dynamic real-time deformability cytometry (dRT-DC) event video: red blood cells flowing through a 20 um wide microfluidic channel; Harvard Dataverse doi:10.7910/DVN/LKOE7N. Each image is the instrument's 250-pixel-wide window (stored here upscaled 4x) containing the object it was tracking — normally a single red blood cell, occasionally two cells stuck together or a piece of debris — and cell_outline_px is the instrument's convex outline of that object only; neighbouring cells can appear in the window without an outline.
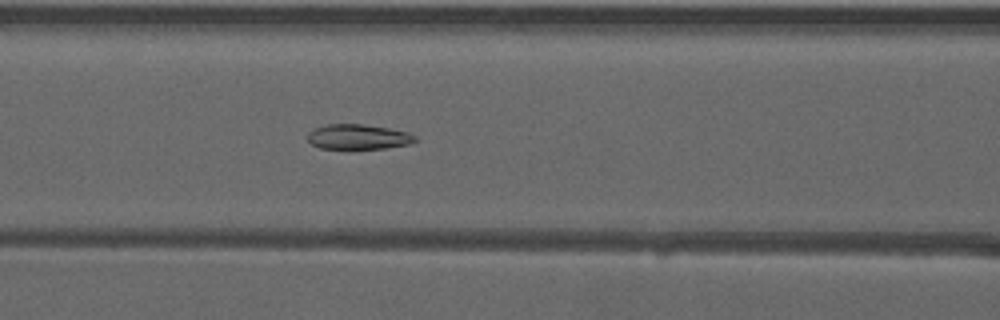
{"species": "common noctule bat (a hibernating species)", "species_latin": "Nyctalus noctula", "temperature_condition": "warm", "stored_images_in_passage": 40, "camera_frame_rate_fps": 3000, "um_per_image_px": 0.085, "animal": {"sex": "male", "forearm_length_mm": 52.5}, "frame": {"image": 1, "passage_image": 11, "time_ms": 3.333, "image_size_px": [1000, 320], "cell_outline_px": [[416, 140], [408, 144], [384, 148], [348, 152], [320, 148], [312, 144], [308, 140], [308, 132], [316, 128], [328, 124], [364, 124], [388, 128], [408, 132], [416, 136]], "centroid_in_image_um": [30.41, 11.68], "position_along_channel_um": 136.2, "area_um2": 16.36}}
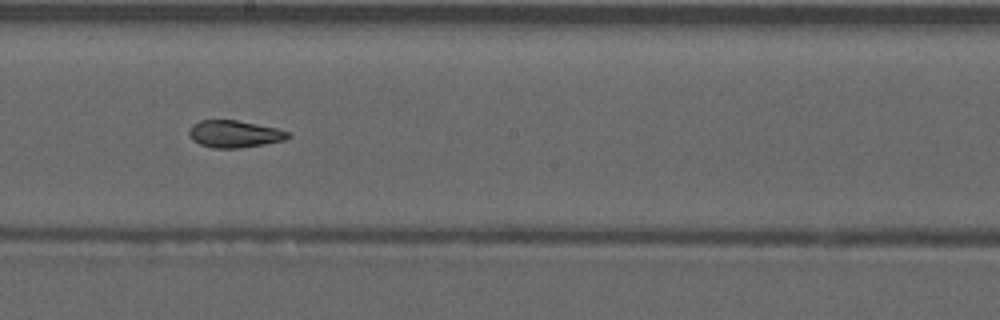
{"frame": {"image": 2, "passage_image": 18, "time_ms": 5.667, "image_size_px": [1000, 320], "cell_outline_px": [[292, 136], [284, 140], [264, 144], [240, 148], [212, 148], [200, 144], [192, 140], [188, 132], [192, 124], [200, 120], [236, 120], [276, 128], [288, 132]], "centroid_in_image_um": [19.9, 11.39], "position_along_channel_um": 228.3, "area_um2": 15.61}}
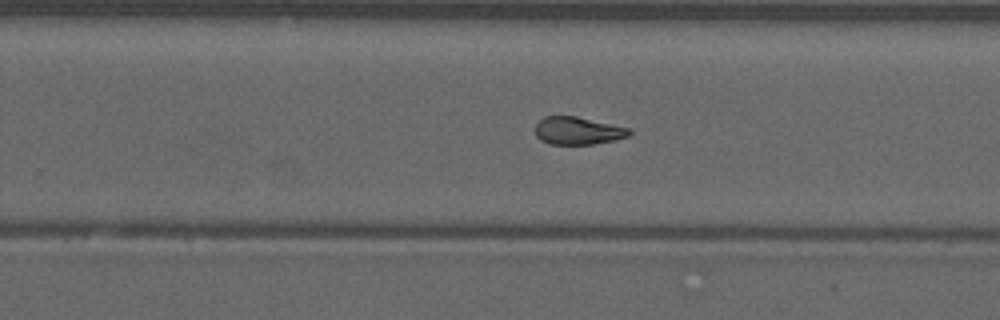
{"frame": {"image": 3, "passage_image": 22, "time_ms": 7.0, "image_size_px": [1000, 320], "cell_outline_px": [[632, 132], [628, 136], [616, 140], [592, 144], [548, 144], [540, 140], [536, 136], [536, 124], [544, 116], [576, 116], [628, 128]], "centroid_in_image_um": [49.09, 11.12], "position_along_channel_um": 280.7, "area_um2": 15.09}, "authors_computed_cell_mechanics": {"area_um2": 16.184, "velocity_mm_per_s": 3.9526, "shape_relaxation_time_tau1_ms": null, "shape_relaxation_time_tau2_ms": 2.4027, "deformation_change_tau1": null, "deformation_change_tau2": 0.0804}}